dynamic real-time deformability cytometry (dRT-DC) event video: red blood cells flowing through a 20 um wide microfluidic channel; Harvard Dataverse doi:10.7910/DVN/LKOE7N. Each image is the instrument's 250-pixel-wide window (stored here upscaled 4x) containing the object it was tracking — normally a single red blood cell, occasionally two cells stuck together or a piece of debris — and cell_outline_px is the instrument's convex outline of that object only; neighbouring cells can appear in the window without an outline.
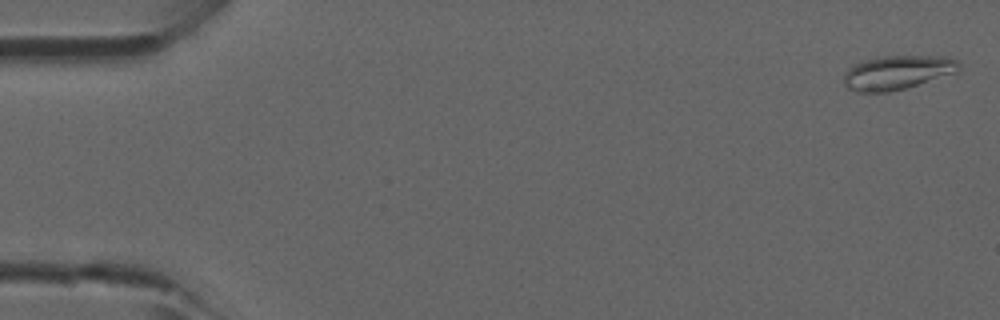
{"species": "common noctule bat (a hibernating species)", "species_latin": "Nyctalus noctula", "temperature_condition": "room temperature", "stored_images_in_passage": 45, "camera_frame_rate_fps": 3000, "um_per_image_px": 0.085, "animal": {"sex": "male", "forearm_length_mm": 52.5}, "frame": {"image": 1, "passage_image": 1, "time_ms": 0.0, "image_size_px": [1000, 320], "cell_outline_px": [[960, 64], [956, 72], [904, 88], [888, 92], [860, 92], [848, 88], [844, 84], [844, 76], [848, 68], [864, 60], [884, 56], [948, 56], [956, 60]], "centroid_in_image_um": [76.26, 6.15], "position_along_channel_um": 8.7, "area_um2": 22.43}}
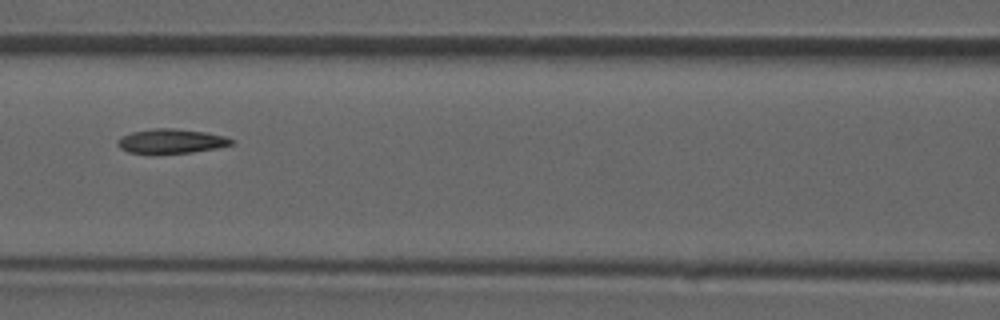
{"frame": {"image": 2, "passage_image": 20, "time_ms": 6.333, "image_size_px": [1000, 320], "cell_outline_px": [[232, 144], [216, 148], [192, 152], [128, 152], [120, 148], [116, 144], [124, 136], [132, 132], [156, 128], [172, 128], [204, 132], [224, 136], [232, 140]], "centroid_in_image_um": [14.56, 11.98], "position_along_channel_um": 152.0, "area_um2": 15.49}}